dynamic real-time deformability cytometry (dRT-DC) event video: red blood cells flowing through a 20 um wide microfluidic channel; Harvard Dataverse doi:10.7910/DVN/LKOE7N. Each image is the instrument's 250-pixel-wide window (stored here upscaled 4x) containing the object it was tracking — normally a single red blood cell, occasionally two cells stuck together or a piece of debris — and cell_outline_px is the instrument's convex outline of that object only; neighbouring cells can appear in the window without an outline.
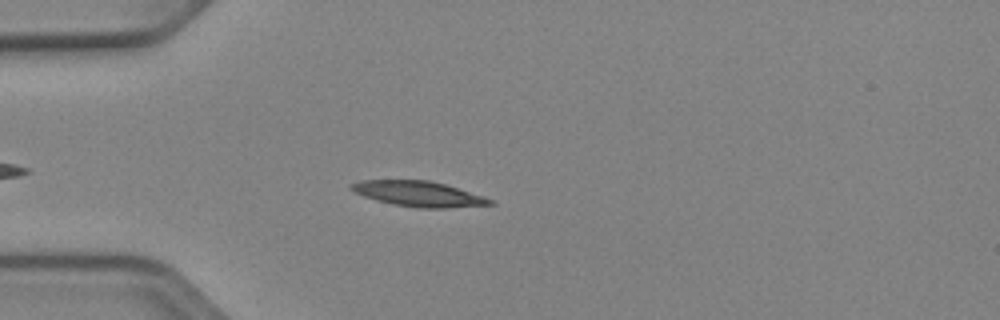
{"species": "Egyptian fruit bat (a non-hibernating species)", "species_latin": "Rousettus aegyptiacus", "temperature_condition": "cold", "stored_images_in_passage": 44, "camera_frame_rate_fps": 3000, "um_per_image_px": 0.085, "animal": {"sex": "female"}, "frame": {"image": 1, "passage_image": 6, "time_ms": 1.667, "image_size_px": [1000, 320], "cell_outline_px": [[496, 204], [444, 208], [420, 208], [396, 204], [376, 200], [364, 196], [348, 188], [348, 184], [360, 180], [428, 180], [444, 184], [492, 200]], "centroid_in_image_um": [35.5, 16.47], "position_along_channel_um": 49.5, "area_um2": 20.06}}
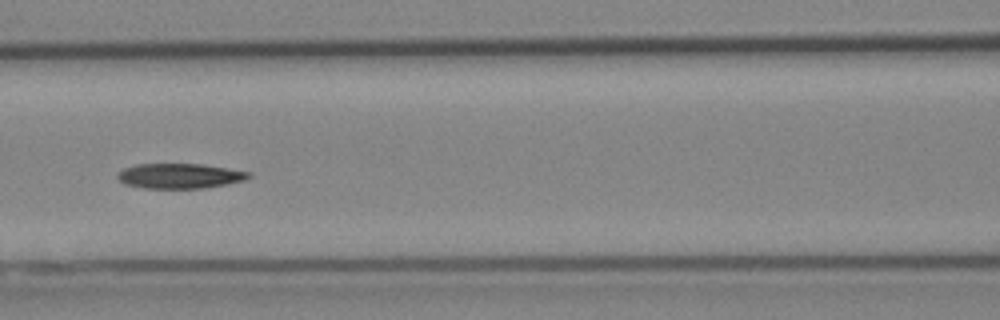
{"frame": {"image": 2, "passage_image": 15, "time_ms": 4.667, "image_size_px": [1000, 320], "cell_outline_px": [[252, 176], [244, 180], [228, 184], [204, 188], [144, 188], [124, 184], [116, 176], [116, 172], [124, 168], [136, 164], [204, 164], [252, 172]], "centroid_in_image_um": [15.28, 14.95], "position_along_channel_um": 151.3, "area_um2": 19.31}}
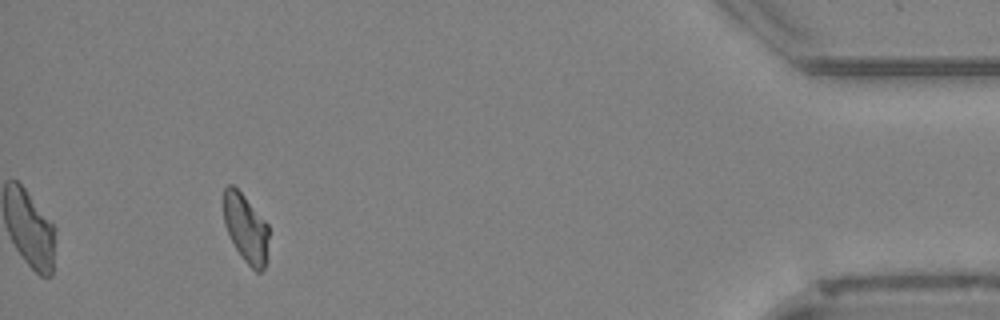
{"frame": {"image": 3, "passage_image": 40, "time_ms": 13.0, "image_size_px": [1000, 320], "cell_outline_px": [[268, 260], [264, 268], [260, 272], [256, 272], [244, 260], [228, 236], [224, 224], [224, 188], [228, 184], [232, 184], [244, 196], [268, 224]], "centroid_in_image_um": [20.9, 19.43], "position_along_channel_um": 414.3, "area_um2": 18.09}, "authors_computed_cell_mechanics": {"area_um2": 19.4208, "velocity_mm_per_s": 3.8908, "shape_relaxation_time_tau1_ms": 4.7796, "shape_relaxation_time_tau2_ms": null, "deformation_change_tau1": 0.1405, "deformation_change_tau2": null}}